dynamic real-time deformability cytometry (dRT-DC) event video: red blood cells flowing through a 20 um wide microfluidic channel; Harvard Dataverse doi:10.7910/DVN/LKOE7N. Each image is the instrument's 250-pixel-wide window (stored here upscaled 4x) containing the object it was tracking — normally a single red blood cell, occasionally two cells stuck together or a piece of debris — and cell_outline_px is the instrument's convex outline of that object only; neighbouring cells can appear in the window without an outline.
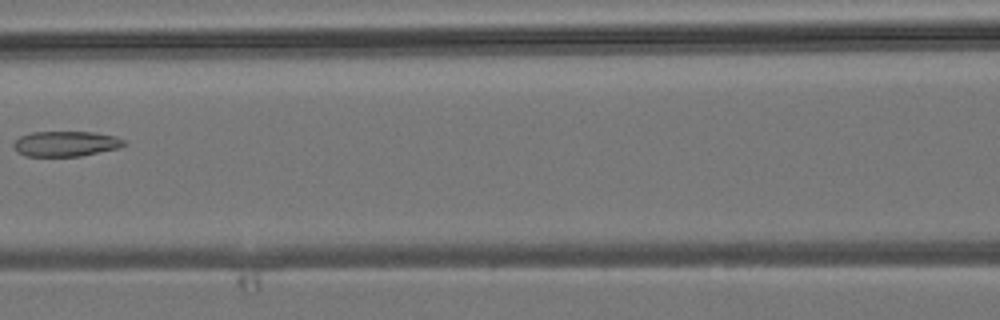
{"species": "common noctule bat (a hibernating species)", "species_latin": "Nyctalus noctula", "temperature_condition": "room temperature", "stored_images_in_passage": 6, "camera_frame_rate_fps": 3000, "um_per_image_px": 0.085, "animal": {"sex": "male", "body_mass_g": 19.2, "forearm_length_mm": 51.8}, "frame": {"image": 1, "passage_image": 6, "time_ms": 5.667, "image_size_px": [1000, 320], "cell_outline_px": [[128, 144], [120, 148], [80, 156], [24, 156], [16, 152], [12, 144], [20, 136], [32, 132], [92, 132], [116, 136], [124, 140]], "centroid_in_image_um": [5.6, 12.22], "position_along_channel_um": 161.0, "area_um2": 16.42}}